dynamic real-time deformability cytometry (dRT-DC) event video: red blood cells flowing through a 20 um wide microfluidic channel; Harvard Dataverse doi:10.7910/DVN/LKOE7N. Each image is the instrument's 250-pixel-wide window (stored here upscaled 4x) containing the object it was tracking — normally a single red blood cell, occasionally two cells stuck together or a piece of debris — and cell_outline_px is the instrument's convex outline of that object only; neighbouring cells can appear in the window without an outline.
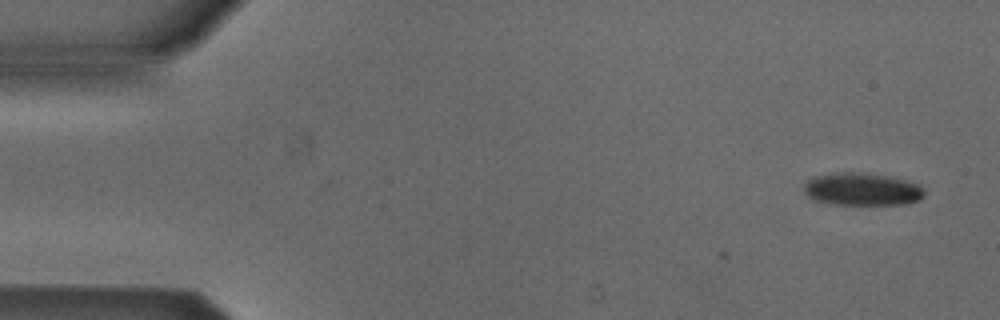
{"species": "Egyptian fruit bat (a non-hibernating species)", "species_latin": "Rousettus aegyptiacus", "temperature_condition": "cold", "stored_images_in_passage": 4, "camera_frame_rate_fps": 3000, "um_per_image_px": 0.085, "animal": {"sex": "male"}, "frame": {"image": 1, "passage_image": 1, "time_ms": 0.0, "image_size_px": [1000, 320], "cell_outline_px": [[924, 196], [920, 200], [908, 204], [832, 204], [816, 200], [808, 196], [804, 188], [804, 184], [808, 180], [816, 176], [836, 172], [852, 172], [884, 176], [904, 180], [920, 184], [924, 188]], "centroid_in_image_um": [73.31, 16.09], "position_along_channel_um": 11.7, "area_um2": 22.66}}